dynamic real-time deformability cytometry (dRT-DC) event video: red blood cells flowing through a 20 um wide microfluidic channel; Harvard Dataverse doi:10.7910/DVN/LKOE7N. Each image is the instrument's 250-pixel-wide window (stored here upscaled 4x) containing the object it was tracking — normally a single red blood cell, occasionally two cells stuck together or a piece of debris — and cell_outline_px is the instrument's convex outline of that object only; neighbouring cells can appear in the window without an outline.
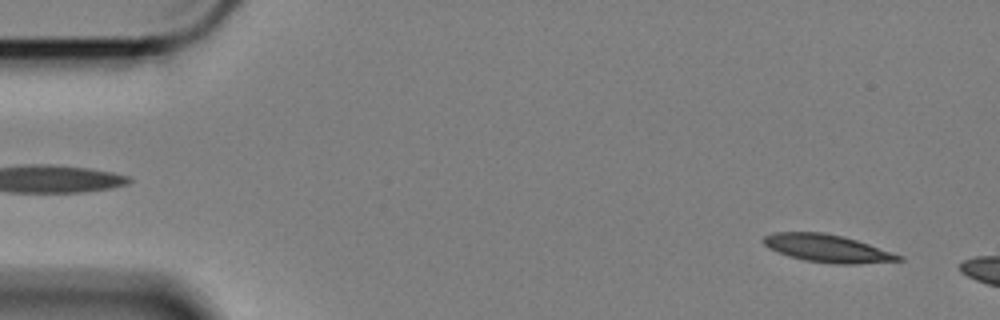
{"species": "Egyptian fruit bat (a non-hibernating species)", "species_latin": "Rousettus aegyptiacus", "temperature_condition": "cold", "stored_images_in_passage": 8, "camera_frame_rate_fps": 3000, "um_per_image_px": 0.085, "animal": {"sex": "female"}, "frame": {"image": 1, "passage_image": 3, "time_ms": 0.667, "image_size_px": [1000, 320], "cell_outline_px": [[904, 260], [856, 264], [836, 264], [804, 260], [788, 256], [768, 248], [760, 240], [764, 236], [772, 232], [824, 232], [844, 236], [904, 256]], "centroid_in_image_um": [70.29, 21.1], "position_along_channel_um": 14.7, "area_um2": 21.91}}